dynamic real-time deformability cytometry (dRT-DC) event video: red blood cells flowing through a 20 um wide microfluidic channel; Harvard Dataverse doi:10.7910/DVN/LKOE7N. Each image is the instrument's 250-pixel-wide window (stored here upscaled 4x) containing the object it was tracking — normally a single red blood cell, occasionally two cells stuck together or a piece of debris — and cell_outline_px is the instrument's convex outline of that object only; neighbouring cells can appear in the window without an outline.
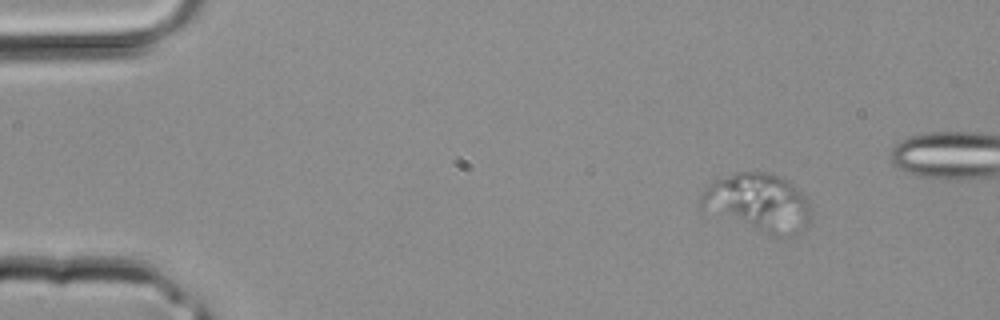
{"species": "common noctule bat (a hibernating species)", "species_latin": "Nyctalus noctula", "temperature_condition": "room temperature", "stored_images_in_passage": 3, "camera_frame_rate_fps": 3000, "um_per_image_px": 0.085, "animal": {"sex": "male", "body_mass_g": 20.4}, "frame": {"image": 1, "passage_image": 1, "time_ms": 0.0, "image_size_px": [1000, 320], "cell_outline_px": [[812, 212], [808, 224], [804, 232], [784, 236], [768, 236], [700, 208], [700, 196], [708, 184], [716, 180], [736, 172], [764, 172], [780, 176], [788, 180], [804, 196]], "centroid_in_image_um": [64.46, 17.25], "position_along_channel_um": 20.5, "area_um2": 37.4}}